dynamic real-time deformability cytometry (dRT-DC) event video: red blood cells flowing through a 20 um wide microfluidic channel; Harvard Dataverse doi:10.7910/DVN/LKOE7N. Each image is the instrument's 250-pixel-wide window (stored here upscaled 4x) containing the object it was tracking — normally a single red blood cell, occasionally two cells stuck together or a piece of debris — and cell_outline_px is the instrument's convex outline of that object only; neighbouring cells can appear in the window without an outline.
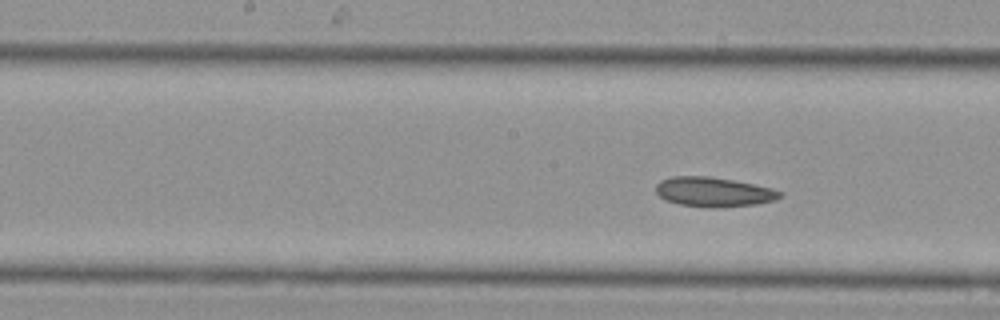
{"species": "Egyptian fruit bat (a non-hibernating species)", "species_latin": "Rousettus aegyptiacus", "temperature_condition": "cold", "stored_images_in_passage": 5, "segment_of_instrument_passage": [2, 2], "camera_frame_rate_fps": 3000, "um_per_image_px": 0.085, "animal": {"sex": "female"}, "frame": {"image": 1, "passage_image": 5, "time_ms": 1.333, "image_size_px": [1000, 320], "cell_outline_px": [[784, 196], [776, 200], [756, 204], [716, 208], [708, 208], [680, 204], [668, 200], [660, 196], [656, 192], [656, 184], [660, 180], [672, 176], [708, 176], [732, 180], [772, 188], [784, 192]], "centroid_in_image_um": [60.69, 16.32], "position_along_channel_um": 187.5, "area_um2": 21.44}}